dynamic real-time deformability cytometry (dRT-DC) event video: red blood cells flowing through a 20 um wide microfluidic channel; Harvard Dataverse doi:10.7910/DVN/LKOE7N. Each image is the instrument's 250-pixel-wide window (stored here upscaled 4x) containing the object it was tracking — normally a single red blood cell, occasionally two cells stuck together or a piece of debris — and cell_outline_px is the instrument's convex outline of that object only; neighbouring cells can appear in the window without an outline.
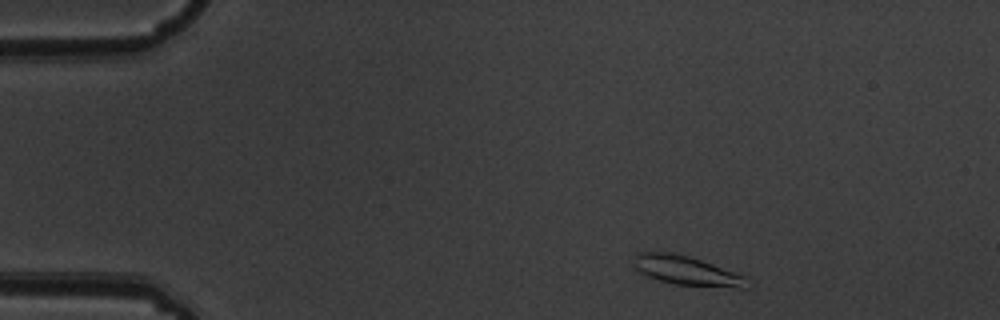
{"species": "common noctule bat (a hibernating species)", "species_latin": "Nyctalus noctula", "temperature_condition": "warm", "stored_images_in_passage": 3, "camera_frame_rate_fps": 3000, "um_per_image_px": 0.085, "animal": {"sex": "male", "body_mass_g": 19.5, "forearm_length_mm": 54.6}, "frame": {"image": 1, "passage_image": 1, "time_ms": 0.0, "image_size_px": [1000, 320], "cell_outline_px": [[752, 284], [748, 288], [740, 288], [676, 284], [660, 280], [648, 276], [640, 272], [636, 268], [632, 260], [636, 252], [672, 252], [688, 256], [748, 276]], "centroid_in_image_um": [58.43, 23.01], "position_along_channel_um": 26.6, "area_um2": 19.42}}